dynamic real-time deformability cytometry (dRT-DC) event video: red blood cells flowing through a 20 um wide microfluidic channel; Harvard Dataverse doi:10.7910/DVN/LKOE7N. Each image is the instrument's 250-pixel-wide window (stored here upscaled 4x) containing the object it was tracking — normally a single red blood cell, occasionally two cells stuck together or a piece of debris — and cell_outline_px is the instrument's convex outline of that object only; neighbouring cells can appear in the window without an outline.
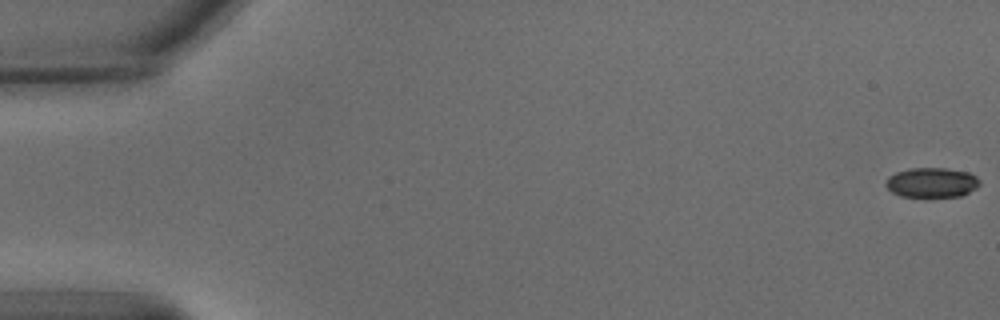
{"species": "common noctule bat (a hibernating species)", "species_latin": "Nyctalus noctula", "temperature_condition": "warm", "stored_images_in_passage": 56, "camera_frame_rate_fps": 3000, "um_per_image_px": 0.085, "animal": {"sex": "male", "body_mass_g": 15.6}, "frame": {"image": 1, "passage_image": 1, "time_ms": 0.0, "image_size_px": [1000, 320], "cell_outline_px": [[980, 184], [976, 188], [960, 196], [900, 196], [892, 192], [884, 184], [888, 176], [896, 172], [908, 168], [944, 168], [968, 172], [976, 176], [980, 180]], "centroid_in_image_um": [79.18, 15.5], "position_along_channel_um": 5.8, "area_um2": 16.24}}
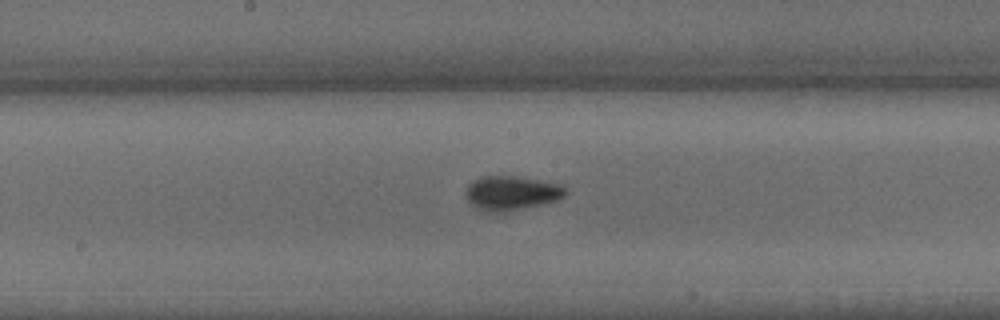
{"frame": {"image": 2, "passage_image": 30, "time_ms": 9.667, "image_size_px": [1000, 320], "cell_outline_px": [[568, 192], [564, 196], [556, 200], [544, 204], [504, 212], [484, 212], [476, 208], [468, 200], [468, 184], [480, 176], [516, 176], [560, 184]], "centroid_in_image_um": [43.48, 16.41], "position_along_channel_um": 204.7, "area_um2": 19.77}}
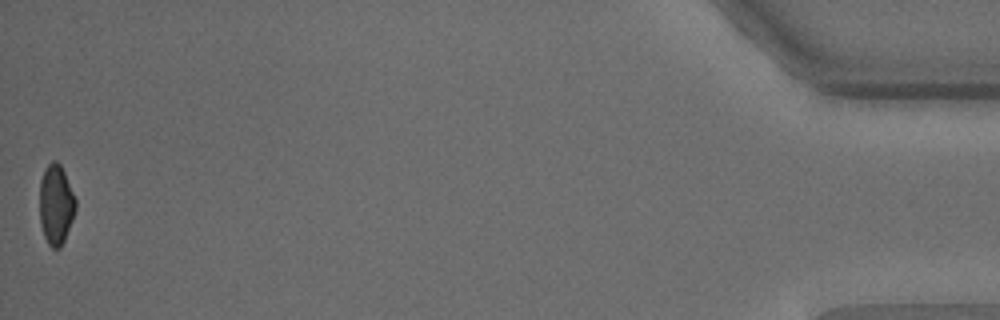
{"frame": {"image": 3, "passage_image": 56, "time_ms": 18.333, "image_size_px": [1000, 320], "cell_outline_px": [[76, 208], [72, 220], [64, 240], [60, 248], [52, 248], [48, 244], [44, 236], [40, 224], [40, 180], [44, 168], [52, 160], [56, 160], [60, 164], [64, 172], [76, 200]], "centroid_in_image_um": [4.74, 17.37], "position_along_channel_um": 430.5, "area_um2": 16.76}, "authors_computed_cell_mechanics": {"area_um2": 17.9758, "velocity_mm_per_s": 3.6796, "shape_relaxation_time_tau1_ms": 4.2456, "shape_relaxation_time_tau2_ms": 1.6132, "deformation_change_tau1": 0.1107, "deformation_change_tau2": 0.0498}}